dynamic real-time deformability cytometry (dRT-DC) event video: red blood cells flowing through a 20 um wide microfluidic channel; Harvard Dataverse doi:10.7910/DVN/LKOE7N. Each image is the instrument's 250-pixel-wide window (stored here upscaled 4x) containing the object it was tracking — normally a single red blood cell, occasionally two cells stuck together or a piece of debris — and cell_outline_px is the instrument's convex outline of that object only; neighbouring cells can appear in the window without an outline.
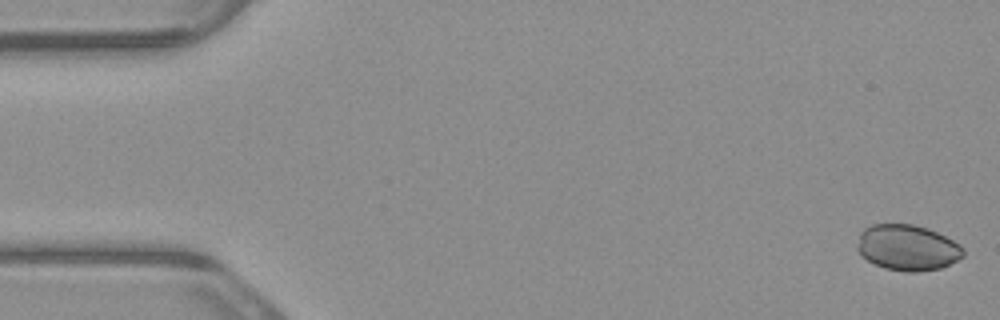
{"species": "common noctule bat (a hibernating species)", "species_latin": "Nyctalus noctula", "temperature_condition": "warm", "stored_images_in_passage": 5, "camera_frame_rate_fps": 3000, "um_per_image_px": 0.085, "animal": {"sex": "male", "body_mass_g": 23.1, "forearm_length_mm": 52.7}, "frame": {"image": 1, "passage_image": 1, "time_ms": 0.0, "image_size_px": [1000, 320], "cell_outline_px": [[964, 256], [940, 268], [916, 272], [904, 272], [884, 268], [860, 256], [856, 248], [860, 232], [864, 228], [872, 224], [912, 224], [928, 228], [960, 244], [964, 248]], "centroid_in_image_um": [77.11, 21.04], "position_along_channel_um": 7.9, "area_um2": 28.38}}